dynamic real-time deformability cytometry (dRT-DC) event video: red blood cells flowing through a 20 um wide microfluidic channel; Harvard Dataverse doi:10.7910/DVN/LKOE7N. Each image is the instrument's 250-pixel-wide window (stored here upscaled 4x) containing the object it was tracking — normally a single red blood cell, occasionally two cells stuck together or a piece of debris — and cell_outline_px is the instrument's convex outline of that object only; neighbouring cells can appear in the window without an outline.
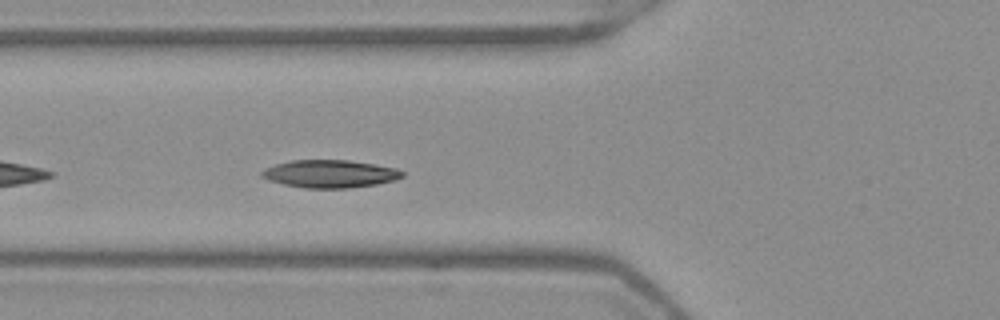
{"species": "Egyptian fruit bat (a non-hibernating species)", "species_latin": "Rousettus aegyptiacus", "temperature_condition": "warm", "stored_images_in_passage": 14, "camera_frame_rate_fps": 3000, "um_per_image_px": 0.085, "frame": {"image": 1, "passage_image": 5, "time_ms": 1.333, "image_size_px": [1000, 320], "cell_outline_px": [[404, 176], [396, 180], [376, 184], [348, 188], [304, 188], [284, 184], [268, 180], [260, 176], [260, 172], [264, 168], [276, 164], [292, 160], [348, 160], [396, 168], [404, 172]], "centroid_in_image_um": [28.03, 14.77], "position_along_channel_um": 97.8, "area_um2": 22.72}}
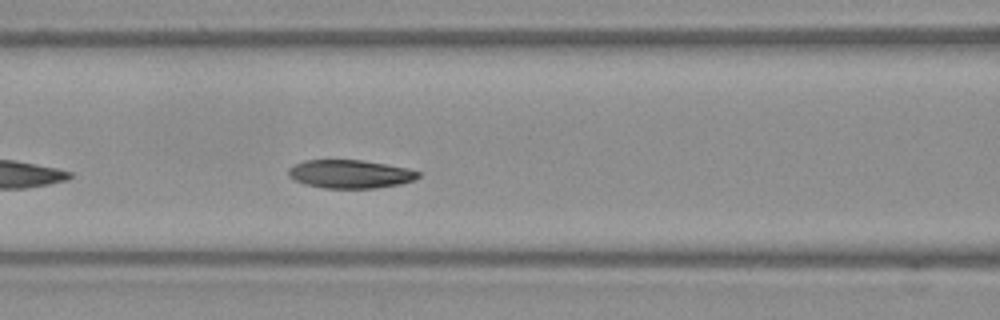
{"frame": {"image": 2, "passage_image": 8, "time_ms": 2.333, "image_size_px": [1000, 320], "cell_outline_px": [[420, 176], [412, 180], [400, 184], [376, 188], [324, 188], [304, 184], [288, 176], [288, 168], [304, 160], [360, 160], [408, 168], [420, 172]], "centroid_in_image_um": [29.75, 14.79], "position_along_channel_um": 136.9, "area_um2": 21.33}}